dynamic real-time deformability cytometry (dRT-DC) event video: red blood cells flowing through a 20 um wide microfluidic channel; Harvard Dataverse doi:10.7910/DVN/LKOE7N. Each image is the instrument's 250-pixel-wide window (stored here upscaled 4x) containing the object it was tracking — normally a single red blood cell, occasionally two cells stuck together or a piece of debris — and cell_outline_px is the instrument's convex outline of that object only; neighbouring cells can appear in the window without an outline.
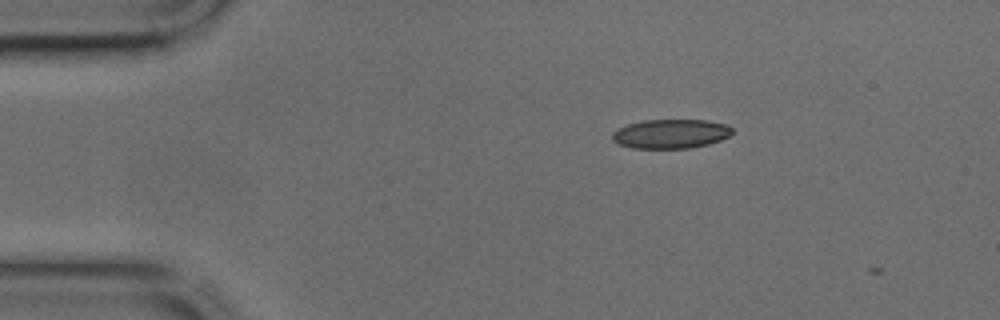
{"species": "common noctule bat (a hibernating species)", "species_latin": "Nyctalus noctula", "temperature_condition": "cold", "stored_images_in_passage": 3, "camera_frame_rate_fps": 3000, "um_per_image_px": 0.085, "animal": {"sex": "male", "body_mass_g": 17.9, "forearm_length_mm": 54.2}, "frame": {"image": 1, "passage_image": 2, "time_ms": 0.333, "image_size_px": [1000, 320], "cell_outline_px": [[732, 132], [728, 136], [720, 140], [708, 144], [688, 148], [632, 148], [620, 144], [612, 140], [612, 132], [616, 128], [628, 124], [644, 120], [708, 120], [728, 124], [732, 128]], "centroid_in_image_um": [57.0, 11.36], "position_along_channel_um": 28.0, "area_um2": 20.46}}